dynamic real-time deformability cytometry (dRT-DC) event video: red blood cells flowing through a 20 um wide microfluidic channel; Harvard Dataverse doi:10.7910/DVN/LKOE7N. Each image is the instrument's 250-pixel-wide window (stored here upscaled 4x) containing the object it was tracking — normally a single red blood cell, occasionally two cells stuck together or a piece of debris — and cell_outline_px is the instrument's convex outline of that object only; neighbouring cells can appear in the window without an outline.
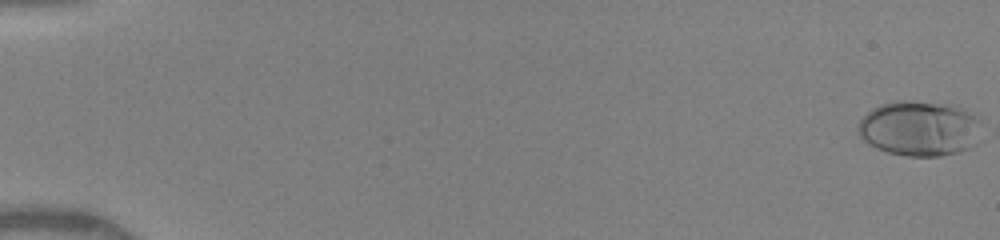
{"species": "human", "species_latin": "Homo sapiens", "temperature_condition": "warm", "stored_images_in_passage": 51, "camera_frame_rate_fps": 3000, "um_per_image_px": 0.085, "donor": {"sex": "female"}, "frame": {"image": 1, "passage_image": 1, "time_ms": 0.0, "image_size_px": [1000, 240], "cell_outline_px": [[980, 120], [976, 144], [972, 148], [940, 156], [908, 156], [888, 152], [876, 148], [864, 140], [860, 136], [856, 128], [860, 120], [872, 108], [880, 104], [896, 100], [912, 100], [956, 104]], "centroid_in_image_um": [78.14, 10.89], "position_along_channel_um": 6.9, "area_um2": 40.0}}
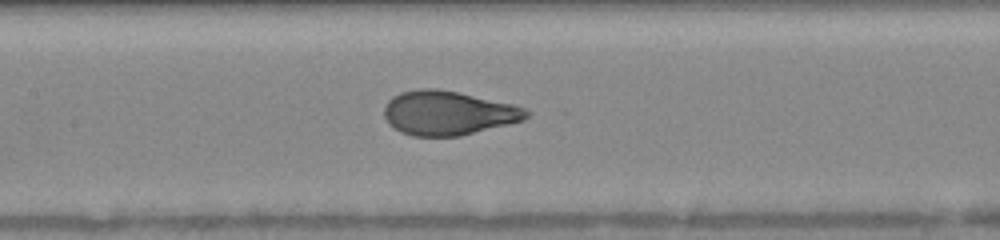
{"frame": {"image": 2, "passage_image": 26, "time_ms": 8.333, "image_size_px": [1000, 240], "cell_outline_px": [[532, 112], [524, 120], [460, 136], [412, 136], [400, 132], [388, 124], [384, 116], [384, 108], [388, 100], [392, 96], [400, 92], [420, 88], [436, 88], [456, 92], [512, 104], [528, 108]], "centroid_in_image_um": [38.07, 9.61], "position_along_channel_um": 169.3, "area_um2": 36.7}}
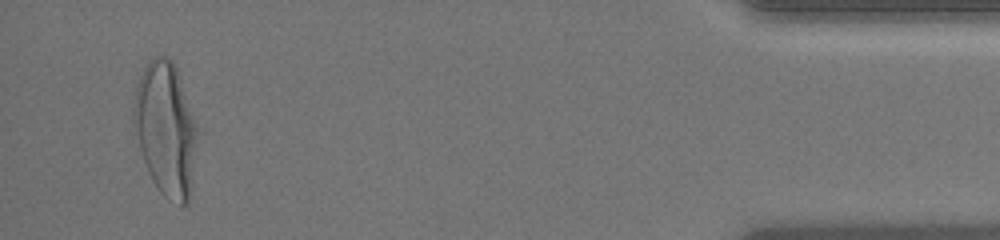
{"frame": {"image": 3, "passage_image": 49, "time_ms": 16.0, "image_size_px": [1000, 240], "cell_outline_px": [[196, 144], [192, 188], [188, 204], [180, 204], [168, 200], [160, 192], [152, 180], [148, 172], [132, 124], [132, 108], [136, 88], [144, 64], [156, 56], [164, 56], [172, 60], [176, 68], [196, 128]], "centroid_in_image_um": [14.05, 10.99], "position_along_channel_um": 421.2, "area_um2": 49.01}, "authors_computed_cell_mechanics": {"area_um2": 37.1654, "velocity_mm_per_s": 4.1091, "shape_relaxation_time_tau1_ms": 4.2602, "shape_relaxation_time_tau2_ms": null, "deformation_change_tau1": 0.21, "deformation_change_tau2": null}}